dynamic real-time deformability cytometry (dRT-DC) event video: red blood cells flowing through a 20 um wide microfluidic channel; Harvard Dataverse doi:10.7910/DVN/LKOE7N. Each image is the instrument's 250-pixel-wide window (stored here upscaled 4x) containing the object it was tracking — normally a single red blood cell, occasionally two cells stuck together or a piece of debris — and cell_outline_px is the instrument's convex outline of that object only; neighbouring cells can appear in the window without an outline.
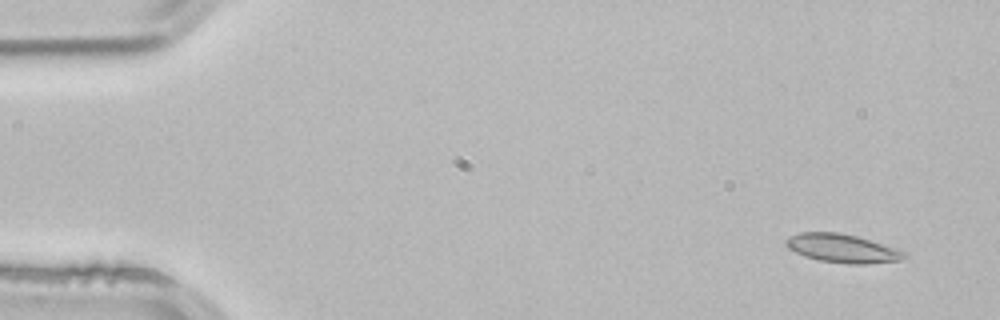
{"species": "common noctule bat (a hibernating species)", "species_latin": "Nyctalus noctula", "temperature_condition": "room temperature", "stored_images_in_passage": 3, "camera_frame_rate_fps": 3000, "um_per_image_px": 0.085, "animal": {"sex": "male", "body_mass_g": 21.5, "forearm_length_mm": 52.0}, "frame": {"image": 1, "passage_image": 1, "time_ms": 0.0, "image_size_px": [1000, 320], "cell_outline_px": [[908, 256], [900, 260], [864, 264], [848, 264], [816, 260], [804, 256], [788, 248], [784, 244], [784, 240], [788, 236], [800, 232], [836, 232], [856, 236], [908, 252]], "centroid_in_image_um": [71.56, 21.11], "position_along_channel_um": 13.4, "area_um2": 19.77}}
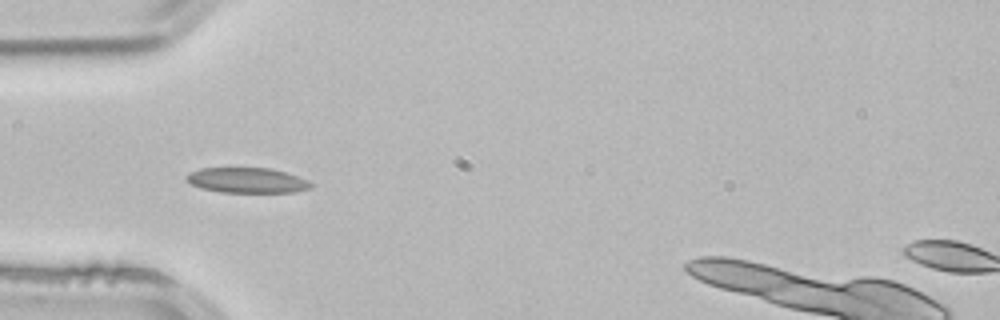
{"frame": {"image": 2, "passage_image": 3, "time_ms": 0.667, "image_size_px": [1000, 320], "cell_outline_px": [[312, 188], [292, 192], [220, 192], [200, 188], [192, 184], [184, 176], [188, 172], [200, 168], [272, 168], [308, 180], [312, 184]], "centroid_in_image_um": [20.97, 15.32], "position_along_channel_um": 64.0, "area_um2": 18.26}}